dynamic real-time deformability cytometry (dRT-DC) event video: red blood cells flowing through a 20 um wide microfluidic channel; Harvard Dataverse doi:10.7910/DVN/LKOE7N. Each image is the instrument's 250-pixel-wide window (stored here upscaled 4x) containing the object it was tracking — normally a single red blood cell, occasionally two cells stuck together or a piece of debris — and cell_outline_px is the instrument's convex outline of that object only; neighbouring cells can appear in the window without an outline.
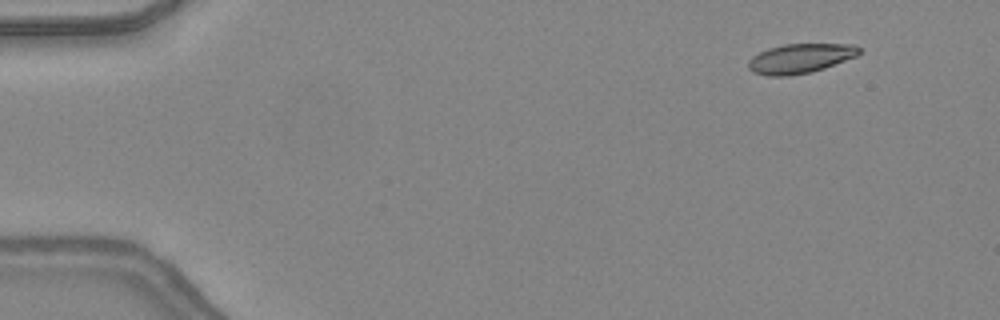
{"species": "common noctule bat (a hibernating species)", "species_latin": "Nyctalus noctula", "temperature_condition": "warm", "stored_images_in_passage": 48, "camera_frame_rate_fps": 3000, "um_per_image_px": 0.085, "animal": {"sex": "female", "body_mass_g": 24.6, "forearm_length_mm": 56.2}, "frame": {"image": 1, "passage_image": 5, "time_ms": 1.333, "image_size_px": [1000, 320], "cell_outline_px": [[860, 52], [856, 56], [824, 68], [812, 72], [788, 76], [768, 76], [752, 72], [748, 68], [748, 60], [752, 56], [768, 48], [784, 44], [856, 44], [860, 48]], "centroid_in_image_um": [67.99, 4.97], "position_along_channel_um": 17.0, "area_um2": 19.13}}
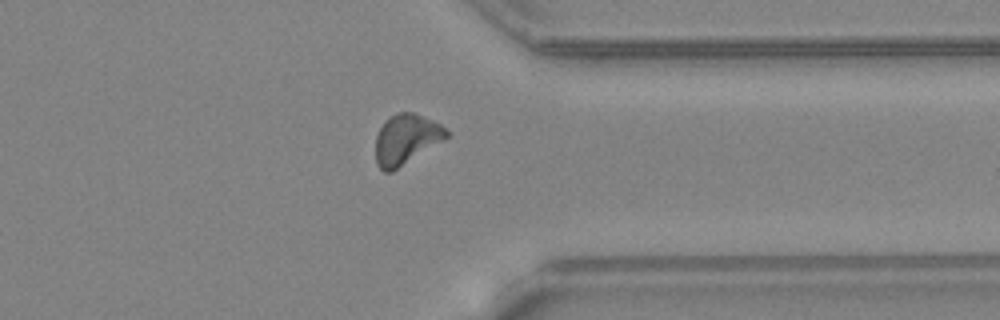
{"frame": {"image": 2, "passage_image": 38, "time_ms": 12.333, "image_size_px": [1000, 320], "cell_outline_px": [[448, 136], [444, 140], [392, 172], [384, 172], [376, 164], [376, 136], [384, 120], [400, 112], [412, 112], [432, 120], [440, 124], [448, 132]], "centroid_in_image_um": [34.5, 11.85], "position_along_channel_um": 376.9, "area_um2": 20.52}}
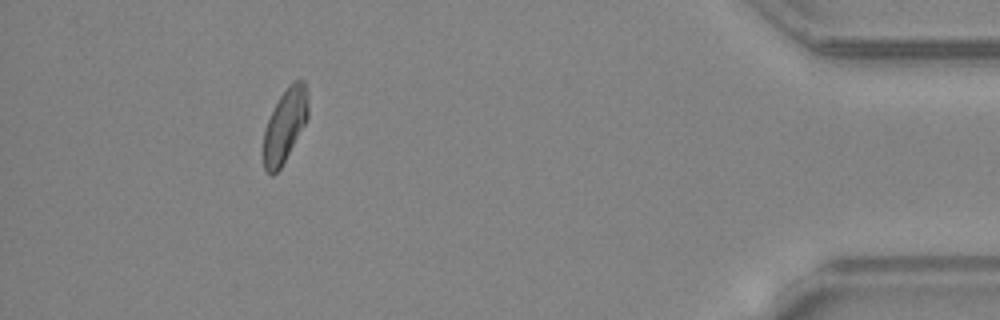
{"frame": {"image": 3, "passage_image": 44, "time_ms": 14.333, "image_size_px": [1000, 320], "cell_outline_px": [[308, 116], [304, 124], [280, 168], [272, 176], [264, 168], [264, 132], [268, 120], [280, 96], [288, 84], [292, 80], [304, 80], [308, 92]], "centroid_in_image_um": [24.23, 10.6], "position_along_channel_um": 411.0, "area_um2": 18.67}, "authors_computed_cell_mechanics": {"area_um2": 19.8254, "velocity_mm_per_s": 4.3703, "shape_relaxation_time_tau1_ms": 8.4481, "shape_relaxation_time_tau2_ms": 7.7601, "deformation_change_tau1": 0.1781, "deformation_change_tau2": 0.1673}}